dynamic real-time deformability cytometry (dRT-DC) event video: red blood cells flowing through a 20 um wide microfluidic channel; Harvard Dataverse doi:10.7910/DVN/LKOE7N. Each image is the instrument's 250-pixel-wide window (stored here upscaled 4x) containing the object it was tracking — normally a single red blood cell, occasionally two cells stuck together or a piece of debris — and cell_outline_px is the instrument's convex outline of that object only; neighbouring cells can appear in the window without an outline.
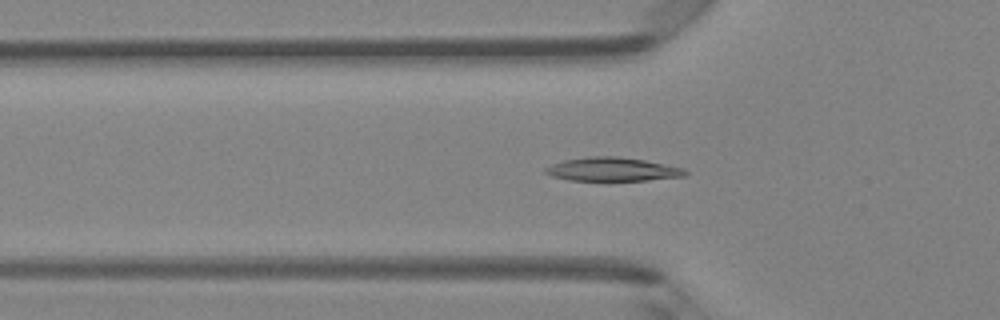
{"species": "Egyptian fruit bat (a non-hibernating species)", "species_latin": "Rousettus aegyptiacus", "temperature_condition": "room temperature", "stored_images_in_passage": 43, "camera_frame_rate_fps": 3000, "um_per_image_px": 0.085, "animal": {"sex": "female"}, "frame": {"image": 1, "passage_image": 11, "time_ms": 3.333, "image_size_px": [1000, 320], "cell_outline_px": [[688, 172], [684, 176], [648, 180], [568, 180], [552, 176], [544, 172], [544, 168], [552, 164], [564, 160], [588, 156], [616, 156], [644, 160], [684, 168]], "centroid_in_image_um": [52.03, 14.39], "position_along_channel_um": 73.8, "area_um2": 19.13}}
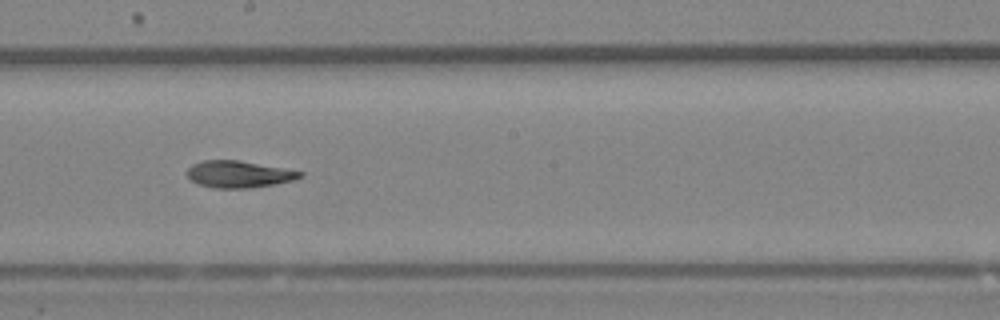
{"frame": {"image": 2, "passage_image": 22, "time_ms": 7.0, "image_size_px": [1000, 320], "cell_outline_px": [[304, 176], [296, 180], [276, 184], [252, 188], [216, 188], [200, 184], [192, 180], [184, 172], [192, 164], [204, 160], [240, 160], [304, 172]], "centroid_in_image_um": [20.33, 14.81], "position_along_channel_um": 227.9, "area_um2": 17.8}}
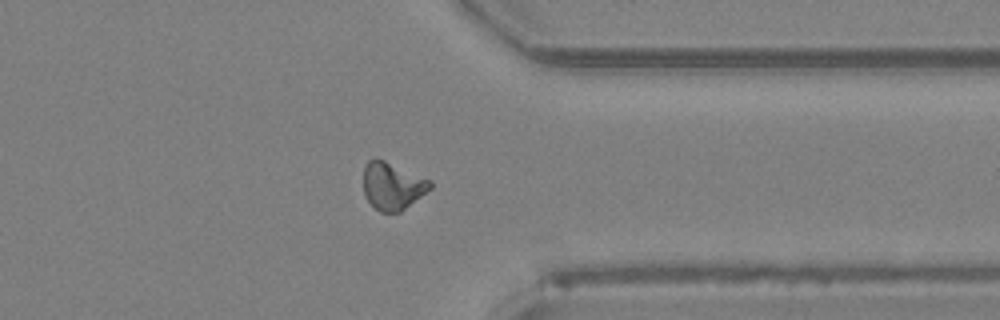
{"frame": {"image": 3, "passage_image": 33, "time_ms": 10.667, "image_size_px": [1000, 320], "cell_outline_px": [[432, 188], [400, 212], [380, 212], [364, 196], [364, 164], [368, 160], [376, 156], [432, 180]], "centroid_in_image_um": [33.36, 15.77], "position_along_channel_um": 378.0, "area_um2": 18.67}}